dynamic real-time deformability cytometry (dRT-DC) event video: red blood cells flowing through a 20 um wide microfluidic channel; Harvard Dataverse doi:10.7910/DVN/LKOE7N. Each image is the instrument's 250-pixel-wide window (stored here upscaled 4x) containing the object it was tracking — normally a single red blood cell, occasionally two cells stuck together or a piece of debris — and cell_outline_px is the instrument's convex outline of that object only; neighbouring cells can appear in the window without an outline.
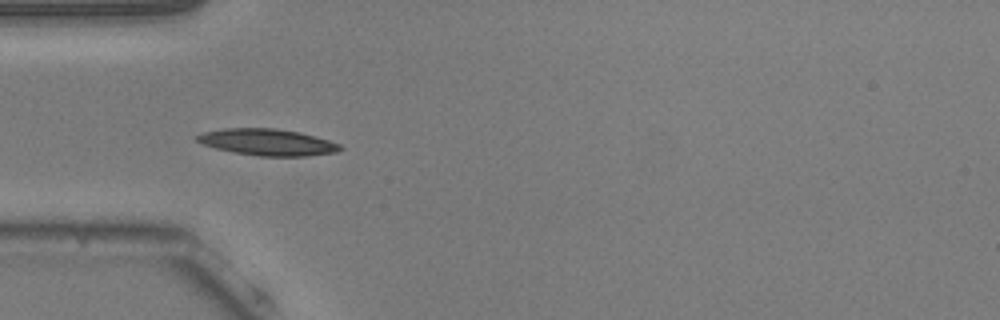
{"species": "common noctule bat (a hibernating species)", "species_latin": "Nyctalus noctula", "temperature_condition": "warm", "stored_images_in_passage": 23, "camera_frame_rate_fps": 3000, "um_per_image_px": 0.085, "animal": {"sex": "male", "body_mass_g": 20.5, "forearm_length_mm": 52.5}, "frame": {"image": 1, "passage_image": 4, "time_ms": 1.0, "image_size_px": [1000, 320], "cell_outline_px": [[344, 148], [336, 152], [304, 156], [260, 156], [236, 152], [216, 148], [204, 144], [196, 140], [196, 136], [204, 132], [224, 128], [276, 128], [300, 132], [328, 140], [340, 144]], "centroid_in_image_um": [22.76, 12.08], "position_along_channel_um": 62.2, "area_um2": 21.91}}
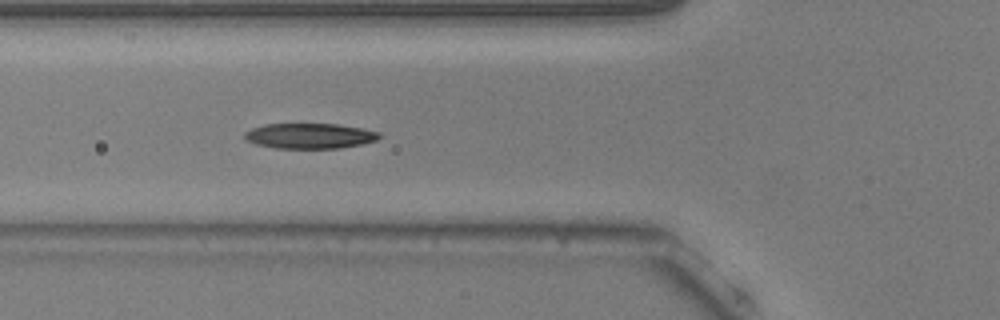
{"frame": {"image": 2, "passage_image": 7, "time_ms": 2.0, "image_size_px": [1000, 320], "cell_outline_px": [[384, 136], [376, 140], [364, 144], [340, 148], [276, 148], [256, 144], [244, 140], [244, 132], [252, 128], [264, 124], [336, 124], [364, 128], [380, 132]], "centroid_in_image_um": [26.36, 11.55], "position_along_channel_um": 99.4, "area_um2": 20.11}}
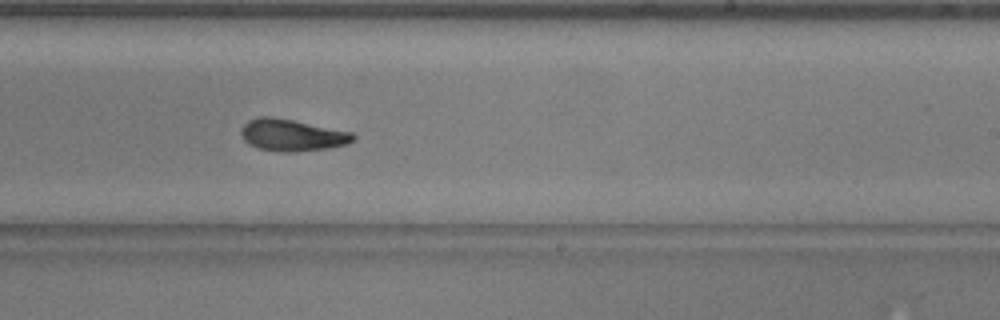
{"frame": {"image": 3, "passage_image": 20, "time_ms": 6.333, "image_size_px": [1000, 320], "cell_outline_px": [[356, 136], [348, 144], [328, 148], [296, 152], [280, 152], [256, 148], [248, 144], [244, 140], [240, 132], [240, 128], [248, 120], [260, 116], [268, 116], [292, 120], [352, 132]], "centroid_in_image_um": [24.78, 11.49], "position_along_channel_um": 264.2, "area_um2": 20.87}}